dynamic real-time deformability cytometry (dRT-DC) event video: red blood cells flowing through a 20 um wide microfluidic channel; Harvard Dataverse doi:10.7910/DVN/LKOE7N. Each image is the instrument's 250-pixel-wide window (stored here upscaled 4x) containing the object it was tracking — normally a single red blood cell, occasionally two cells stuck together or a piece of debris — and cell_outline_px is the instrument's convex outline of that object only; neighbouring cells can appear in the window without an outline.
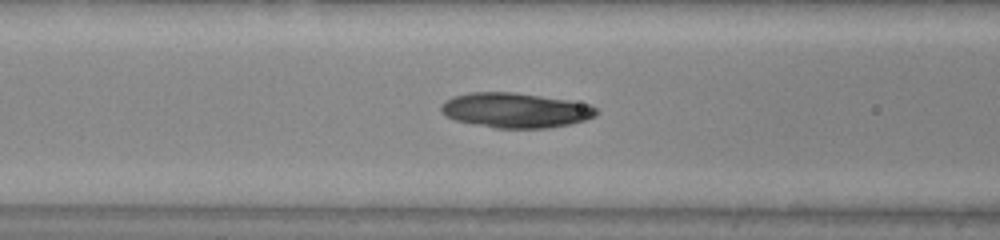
{"species": "common noctule bat (a hibernating species)", "species_latin": "Nyctalus noctula", "temperature_condition": "warm", "stored_images_in_passage": 5, "camera_frame_rate_fps": 3000, "um_per_image_px": 0.085, "animal": {"sex": "male", "body_mass_g": 20.0, "forearm_length_mm": 53.3}, "frame": {"image": 1, "passage_image": 4, "time_ms": 1.0, "image_size_px": [1000, 240], "cell_outline_px": [[600, 112], [596, 116], [584, 120], [568, 124], [548, 128], [496, 128], [456, 120], [444, 116], [440, 112], [440, 104], [444, 100], [452, 96], [468, 92], [516, 92], [568, 100], [592, 104]], "centroid_in_image_um": [43.79, 9.36], "position_along_channel_um": 122.8, "area_um2": 31.91}}